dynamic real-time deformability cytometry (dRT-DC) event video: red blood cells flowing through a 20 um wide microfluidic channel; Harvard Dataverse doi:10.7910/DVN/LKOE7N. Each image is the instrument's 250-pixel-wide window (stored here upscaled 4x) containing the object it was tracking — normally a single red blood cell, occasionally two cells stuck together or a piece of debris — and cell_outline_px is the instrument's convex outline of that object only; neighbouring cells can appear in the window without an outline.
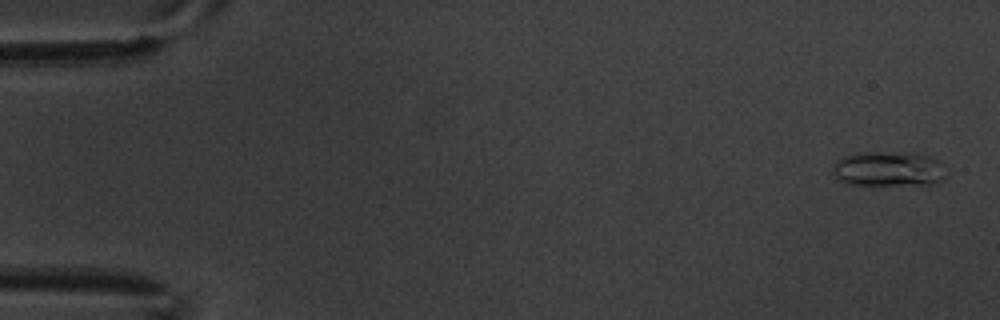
{"species": "common noctule bat (a hibernating species)", "species_latin": "Nyctalus noctula", "temperature_condition": "warm", "stored_images_in_passage": 6, "camera_frame_rate_fps": 3000, "um_per_image_px": 0.085, "animal": {"sex": "male", "body_mass_g": 20.1, "forearm_length_mm": 53.5}, "frame": {"image": 1, "passage_image": 1, "time_ms": 0.0, "image_size_px": [1000, 320], "cell_outline_px": [[944, 180], [936, 184], [848, 184], [836, 180], [832, 172], [832, 164], [836, 160], [844, 156], [860, 152], [912, 152], [928, 156], [940, 160], [944, 176]], "centroid_in_image_um": [75.48, 14.34], "position_along_channel_um": 9.5, "area_um2": 23.29}}
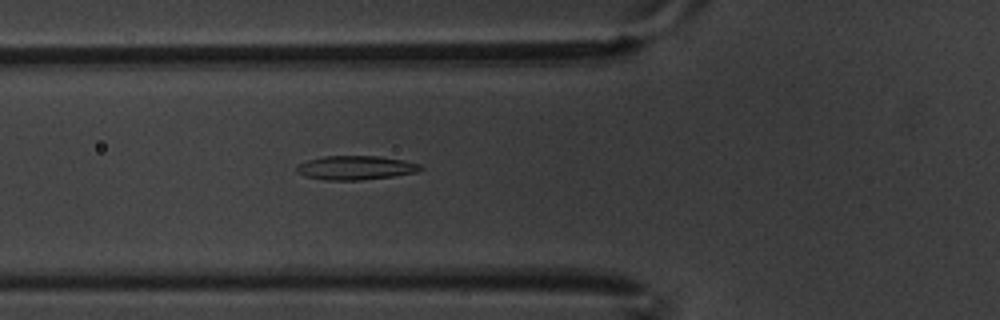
{"frame": {"image": 2, "passage_image": 6, "time_ms": 1.667, "image_size_px": [1000, 320], "cell_outline_px": [[424, 168], [416, 172], [392, 176], [360, 180], [324, 180], [304, 176], [296, 172], [296, 168], [300, 164], [308, 160], [324, 156], [380, 156], [404, 160], [420, 164]], "centroid_in_image_um": [30.23, 14.26], "position_along_channel_um": 95.6, "area_um2": 17.28}}